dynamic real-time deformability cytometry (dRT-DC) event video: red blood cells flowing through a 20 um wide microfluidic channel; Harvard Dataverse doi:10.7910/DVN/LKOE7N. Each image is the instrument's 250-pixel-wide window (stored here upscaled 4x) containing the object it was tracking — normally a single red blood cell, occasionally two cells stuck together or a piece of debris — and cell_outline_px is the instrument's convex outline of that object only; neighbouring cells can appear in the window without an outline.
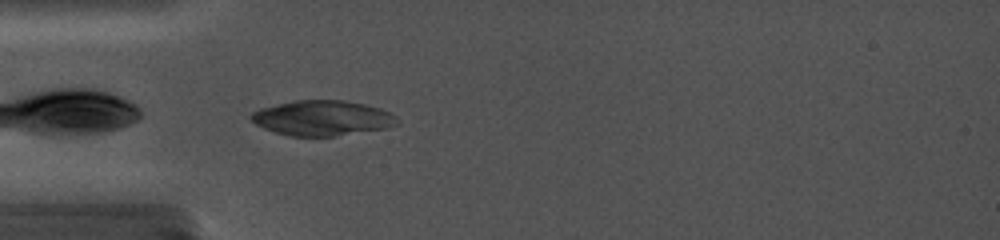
{"species": "common noctule bat (a hibernating species)", "species_latin": "Nyctalus noctula", "temperature_condition": "cold", "stored_images_in_passage": 1, "camera_frame_rate_fps": 5000, "um_per_image_px": 0.085, "animal": {"sex": "female", "body_mass_g": 19.0, "forearm_length_mm": 56.7}, "frame": {"image": 1, "passage_image": 1, "time_ms": 0.0, "image_size_px": [1000, 240], "cell_outline_px": [[400, 124], [388, 128], [336, 136], [288, 136], [264, 128], [256, 124], [248, 116], [252, 112], [260, 108], [296, 100], [344, 100], [364, 104], [380, 108], [396, 116], [400, 120]], "centroid_in_image_um": [27.43, 10.04], "position_along_channel_um": 57.6, "area_um2": 30.06}}